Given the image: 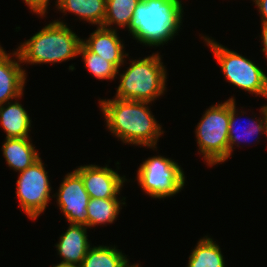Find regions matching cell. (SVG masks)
Returning <instances> with one entry per match:
<instances>
[{"instance_id": "obj_14", "label": "cell", "mask_w": 267, "mask_h": 267, "mask_svg": "<svg viewBox=\"0 0 267 267\" xmlns=\"http://www.w3.org/2000/svg\"><path fill=\"white\" fill-rule=\"evenodd\" d=\"M260 112L262 113L261 118L259 117L257 119V117H256V119L255 118L249 119V122L247 121L249 123V124H247L248 126H245V128L244 127L240 128V127L236 126L237 121H238L237 120L238 119V117H237L238 111L236 109V101L230 100V120H229V127H228L229 128V132H228V158H230V156L232 155V152L235 148L233 146L237 145V147H239V144H240L242 139L244 141V140H246V137L247 138L252 137L253 135L254 136L257 135L256 136L257 139H260L258 137L259 135H261V134L267 135V117H266L265 105L261 107ZM242 128H244V129H242ZM240 133H242V134H240Z\"/></svg>"}, {"instance_id": "obj_23", "label": "cell", "mask_w": 267, "mask_h": 267, "mask_svg": "<svg viewBox=\"0 0 267 267\" xmlns=\"http://www.w3.org/2000/svg\"><path fill=\"white\" fill-rule=\"evenodd\" d=\"M26 5L29 7V9L36 13L37 15L41 17H45V14L47 12V8L49 6L50 0H23ZM58 0L55 2V6H57Z\"/></svg>"}, {"instance_id": "obj_20", "label": "cell", "mask_w": 267, "mask_h": 267, "mask_svg": "<svg viewBox=\"0 0 267 267\" xmlns=\"http://www.w3.org/2000/svg\"><path fill=\"white\" fill-rule=\"evenodd\" d=\"M129 260L119 249L110 246H91L79 267H128Z\"/></svg>"}, {"instance_id": "obj_11", "label": "cell", "mask_w": 267, "mask_h": 267, "mask_svg": "<svg viewBox=\"0 0 267 267\" xmlns=\"http://www.w3.org/2000/svg\"><path fill=\"white\" fill-rule=\"evenodd\" d=\"M11 55L0 45V105L13 102L14 99L19 100L25 88L26 71L21 67L22 63L17 51H13Z\"/></svg>"}, {"instance_id": "obj_7", "label": "cell", "mask_w": 267, "mask_h": 267, "mask_svg": "<svg viewBox=\"0 0 267 267\" xmlns=\"http://www.w3.org/2000/svg\"><path fill=\"white\" fill-rule=\"evenodd\" d=\"M137 181L142 190L151 198L164 199L184 189L183 169L171 158L148 157L137 170Z\"/></svg>"}, {"instance_id": "obj_5", "label": "cell", "mask_w": 267, "mask_h": 267, "mask_svg": "<svg viewBox=\"0 0 267 267\" xmlns=\"http://www.w3.org/2000/svg\"><path fill=\"white\" fill-rule=\"evenodd\" d=\"M230 100L211 105L206 109L195 129L199 154L209 166L228 160V132L230 120Z\"/></svg>"}, {"instance_id": "obj_9", "label": "cell", "mask_w": 267, "mask_h": 267, "mask_svg": "<svg viewBox=\"0 0 267 267\" xmlns=\"http://www.w3.org/2000/svg\"><path fill=\"white\" fill-rule=\"evenodd\" d=\"M53 197H57V206L68 223L88 227L87 206L90 196L85 190L83 179L75 170L66 174Z\"/></svg>"}, {"instance_id": "obj_15", "label": "cell", "mask_w": 267, "mask_h": 267, "mask_svg": "<svg viewBox=\"0 0 267 267\" xmlns=\"http://www.w3.org/2000/svg\"><path fill=\"white\" fill-rule=\"evenodd\" d=\"M2 152L8 166L16 172L27 169L40 158L30 137L5 138Z\"/></svg>"}, {"instance_id": "obj_25", "label": "cell", "mask_w": 267, "mask_h": 267, "mask_svg": "<svg viewBox=\"0 0 267 267\" xmlns=\"http://www.w3.org/2000/svg\"><path fill=\"white\" fill-rule=\"evenodd\" d=\"M262 24V43H263V49L262 52L265 53V57L267 59V24L266 23H261Z\"/></svg>"}, {"instance_id": "obj_10", "label": "cell", "mask_w": 267, "mask_h": 267, "mask_svg": "<svg viewBox=\"0 0 267 267\" xmlns=\"http://www.w3.org/2000/svg\"><path fill=\"white\" fill-rule=\"evenodd\" d=\"M75 171L83 179L85 190L90 198L95 199L118 198L124 182L127 181L125 176H120L107 165L104 167L94 164L81 165Z\"/></svg>"}, {"instance_id": "obj_28", "label": "cell", "mask_w": 267, "mask_h": 267, "mask_svg": "<svg viewBox=\"0 0 267 267\" xmlns=\"http://www.w3.org/2000/svg\"><path fill=\"white\" fill-rule=\"evenodd\" d=\"M266 117H267V105H265ZM267 137V135H266Z\"/></svg>"}, {"instance_id": "obj_22", "label": "cell", "mask_w": 267, "mask_h": 267, "mask_svg": "<svg viewBox=\"0 0 267 267\" xmlns=\"http://www.w3.org/2000/svg\"><path fill=\"white\" fill-rule=\"evenodd\" d=\"M79 55L83 58L85 67L99 80H114L119 73L111 62L89 51L83 44L80 46Z\"/></svg>"}, {"instance_id": "obj_19", "label": "cell", "mask_w": 267, "mask_h": 267, "mask_svg": "<svg viewBox=\"0 0 267 267\" xmlns=\"http://www.w3.org/2000/svg\"><path fill=\"white\" fill-rule=\"evenodd\" d=\"M188 259L187 267H225L220 246L208 235L198 241Z\"/></svg>"}, {"instance_id": "obj_1", "label": "cell", "mask_w": 267, "mask_h": 267, "mask_svg": "<svg viewBox=\"0 0 267 267\" xmlns=\"http://www.w3.org/2000/svg\"><path fill=\"white\" fill-rule=\"evenodd\" d=\"M150 104L115 97L99 100L106 127L113 135L123 143L146 146L154 150L164 131L149 109Z\"/></svg>"}, {"instance_id": "obj_13", "label": "cell", "mask_w": 267, "mask_h": 267, "mask_svg": "<svg viewBox=\"0 0 267 267\" xmlns=\"http://www.w3.org/2000/svg\"><path fill=\"white\" fill-rule=\"evenodd\" d=\"M87 226L69 223L66 232L60 236L55 244L62 261L60 266H80L89 249L90 242L87 235Z\"/></svg>"}, {"instance_id": "obj_27", "label": "cell", "mask_w": 267, "mask_h": 267, "mask_svg": "<svg viewBox=\"0 0 267 267\" xmlns=\"http://www.w3.org/2000/svg\"><path fill=\"white\" fill-rule=\"evenodd\" d=\"M128 267H140V266H139V264H138V263H136V264H133V265H132V264H130V265H128Z\"/></svg>"}, {"instance_id": "obj_18", "label": "cell", "mask_w": 267, "mask_h": 267, "mask_svg": "<svg viewBox=\"0 0 267 267\" xmlns=\"http://www.w3.org/2000/svg\"><path fill=\"white\" fill-rule=\"evenodd\" d=\"M126 198L102 199L90 198L87 206L88 228L96 225L112 224L118 217L122 205H125Z\"/></svg>"}, {"instance_id": "obj_3", "label": "cell", "mask_w": 267, "mask_h": 267, "mask_svg": "<svg viewBox=\"0 0 267 267\" xmlns=\"http://www.w3.org/2000/svg\"><path fill=\"white\" fill-rule=\"evenodd\" d=\"M82 39L62 20L47 24L16 49L21 63H61L78 57Z\"/></svg>"}, {"instance_id": "obj_2", "label": "cell", "mask_w": 267, "mask_h": 267, "mask_svg": "<svg viewBox=\"0 0 267 267\" xmlns=\"http://www.w3.org/2000/svg\"><path fill=\"white\" fill-rule=\"evenodd\" d=\"M182 0H141L134 10L130 34L149 47L168 43L182 25Z\"/></svg>"}, {"instance_id": "obj_8", "label": "cell", "mask_w": 267, "mask_h": 267, "mask_svg": "<svg viewBox=\"0 0 267 267\" xmlns=\"http://www.w3.org/2000/svg\"><path fill=\"white\" fill-rule=\"evenodd\" d=\"M16 196L28 218L36 220L43 213L51 197L48 172L41 157L27 169L19 172Z\"/></svg>"}, {"instance_id": "obj_26", "label": "cell", "mask_w": 267, "mask_h": 267, "mask_svg": "<svg viewBox=\"0 0 267 267\" xmlns=\"http://www.w3.org/2000/svg\"><path fill=\"white\" fill-rule=\"evenodd\" d=\"M52 267H78V266H60V265H53Z\"/></svg>"}, {"instance_id": "obj_16", "label": "cell", "mask_w": 267, "mask_h": 267, "mask_svg": "<svg viewBox=\"0 0 267 267\" xmlns=\"http://www.w3.org/2000/svg\"><path fill=\"white\" fill-rule=\"evenodd\" d=\"M31 120L28 112L16 99L0 105V124L6 133V138L29 137Z\"/></svg>"}, {"instance_id": "obj_12", "label": "cell", "mask_w": 267, "mask_h": 267, "mask_svg": "<svg viewBox=\"0 0 267 267\" xmlns=\"http://www.w3.org/2000/svg\"><path fill=\"white\" fill-rule=\"evenodd\" d=\"M82 44L89 51L111 62L118 70L124 65L125 59L129 55L124 53L125 47L118 37L116 27L115 29H107L98 26L88 39H82Z\"/></svg>"}, {"instance_id": "obj_6", "label": "cell", "mask_w": 267, "mask_h": 267, "mask_svg": "<svg viewBox=\"0 0 267 267\" xmlns=\"http://www.w3.org/2000/svg\"><path fill=\"white\" fill-rule=\"evenodd\" d=\"M202 38L220 64L224 79L241 90L267 98V75L259 66L208 36Z\"/></svg>"}, {"instance_id": "obj_4", "label": "cell", "mask_w": 267, "mask_h": 267, "mask_svg": "<svg viewBox=\"0 0 267 267\" xmlns=\"http://www.w3.org/2000/svg\"><path fill=\"white\" fill-rule=\"evenodd\" d=\"M159 53L139 60H130L131 64L124 73H120V84L116 95L122 100L154 102L166 90L167 70Z\"/></svg>"}, {"instance_id": "obj_17", "label": "cell", "mask_w": 267, "mask_h": 267, "mask_svg": "<svg viewBox=\"0 0 267 267\" xmlns=\"http://www.w3.org/2000/svg\"><path fill=\"white\" fill-rule=\"evenodd\" d=\"M56 8L62 13L71 12L92 25L103 26L106 0H58Z\"/></svg>"}, {"instance_id": "obj_21", "label": "cell", "mask_w": 267, "mask_h": 267, "mask_svg": "<svg viewBox=\"0 0 267 267\" xmlns=\"http://www.w3.org/2000/svg\"><path fill=\"white\" fill-rule=\"evenodd\" d=\"M141 0H106V16L103 22L104 28L114 29L111 25L132 28L134 10Z\"/></svg>"}, {"instance_id": "obj_24", "label": "cell", "mask_w": 267, "mask_h": 267, "mask_svg": "<svg viewBox=\"0 0 267 267\" xmlns=\"http://www.w3.org/2000/svg\"><path fill=\"white\" fill-rule=\"evenodd\" d=\"M255 6L259 9L261 22L267 24V0H253Z\"/></svg>"}]
</instances>
